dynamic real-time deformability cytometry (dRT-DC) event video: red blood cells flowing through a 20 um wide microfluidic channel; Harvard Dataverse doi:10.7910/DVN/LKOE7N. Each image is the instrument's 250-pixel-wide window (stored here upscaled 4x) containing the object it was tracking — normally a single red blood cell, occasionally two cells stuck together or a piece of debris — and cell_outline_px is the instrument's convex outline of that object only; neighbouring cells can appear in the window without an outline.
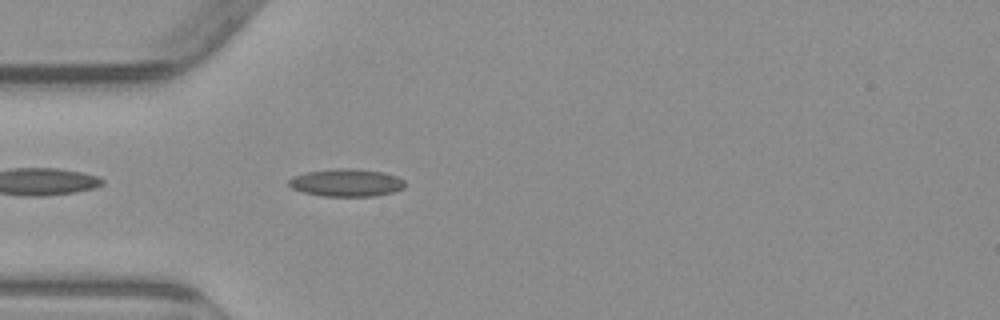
{"species": "common noctule bat (a hibernating species)", "species_latin": "Nyctalus noctula", "temperature_condition": "warm", "stored_images_in_passage": 5, "camera_frame_rate_fps": 3000, "um_per_image_px": 0.085, "animal": {"sex": "male", "body_mass_g": 23.1, "forearm_length_mm": 52.7}, "frame": {"image": 1, "passage_image": 5, "time_ms": 5.0, "image_size_px": [1000, 320], "cell_outline_px": [[408, 184], [404, 188], [392, 192], [376, 196], [324, 196], [304, 192], [292, 188], [288, 184], [288, 180], [292, 176], [308, 172], [336, 168], [356, 168], [384, 172], [396, 176], [404, 180]], "centroid_in_image_um": [29.48, 15.52], "position_along_channel_um": 55.5, "area_um2": 18.84}}